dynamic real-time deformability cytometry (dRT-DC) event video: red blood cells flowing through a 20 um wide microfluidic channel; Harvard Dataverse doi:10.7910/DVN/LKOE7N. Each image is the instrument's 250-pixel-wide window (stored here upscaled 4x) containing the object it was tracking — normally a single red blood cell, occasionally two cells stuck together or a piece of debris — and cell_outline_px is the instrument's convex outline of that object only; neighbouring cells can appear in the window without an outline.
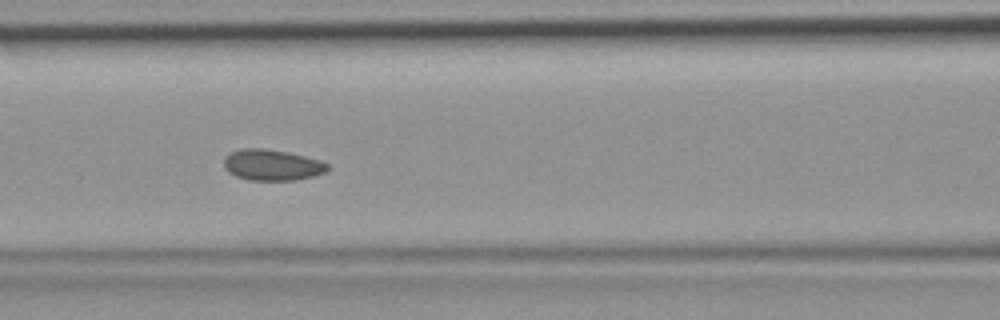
{"species": "common noctule bat (a hibernating species)", "species_latin": "Nyctalus noctula", "temperature_condition": "room temperature", "stored_images_in_passage": 46, "camera_frame_rate_fps": 3000, "um_per_image_px": 0.085, "animal": {"sex": "female", "body_mass_g": 19.9}, "frame": {"image": 1, "passage_image": 20, "time_ms": 6.333, "image_size_px": [1000, 320], "cell_outline_px": [[328, 168], [324, 172], [312, 176], [296, 180], [248, 180], [236, 176], [228, 172], [224, 168], [224, 160], [232, 152], [244, 148], [260, 148], [288, 152], [320, 160], [328, 164]], "centroid_in_image_um": [23.12, 14.03], "position_along_channel_um": 143.5, "area_um2": 18.5}}
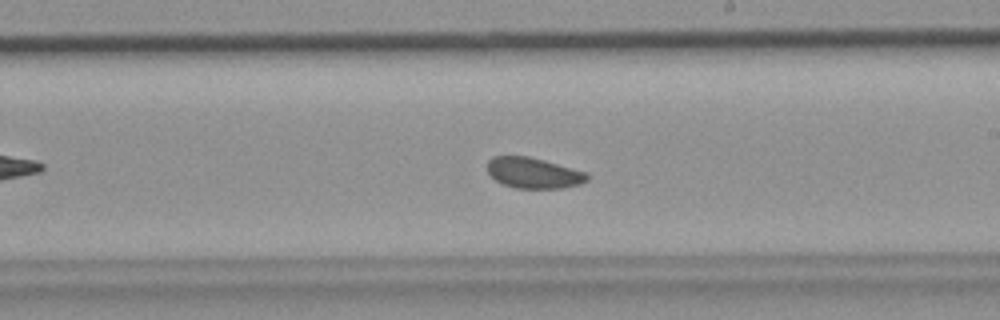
{"frame": {"image": 2, "passage_image": 27, "time_ms": 8.667, "image_size_px": [1000, 320], "cell_outline_px": [[588, 180], [580, 184], [560, 188], [516, 188], [504, 184], [496, 180], [488, 172], [488, 160], [492, 156], [528, 156], [544, 160], [588, 172]], "centroid_in_image_um": [45.37, 14.69], "position_along_channel_um": 243.6, "area_um2": 17.8}}
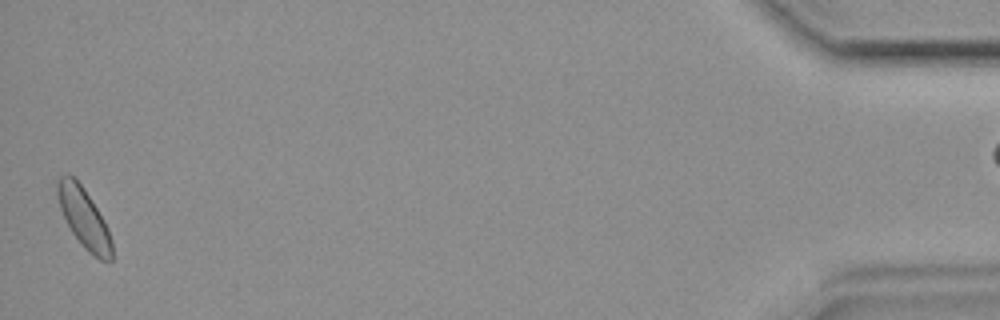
{"frame": {"image": 3, "passage_image": 46, "time_ms": 15.0, "image_size_px": [1000, 320], "cell_outline_px": [[112, 260], [100, 260], [88, 252], [84, 248], [72, 232], [60, 208], [56, 196], [56, 184], [60, 176], [68, 172], [80, 184], [104, 220], [108, 228], [112, 240]], "centroid_in_image_um": [7.12, 18.53], "position_along_channel_um": 428.1, "area_um2": 18.73}}